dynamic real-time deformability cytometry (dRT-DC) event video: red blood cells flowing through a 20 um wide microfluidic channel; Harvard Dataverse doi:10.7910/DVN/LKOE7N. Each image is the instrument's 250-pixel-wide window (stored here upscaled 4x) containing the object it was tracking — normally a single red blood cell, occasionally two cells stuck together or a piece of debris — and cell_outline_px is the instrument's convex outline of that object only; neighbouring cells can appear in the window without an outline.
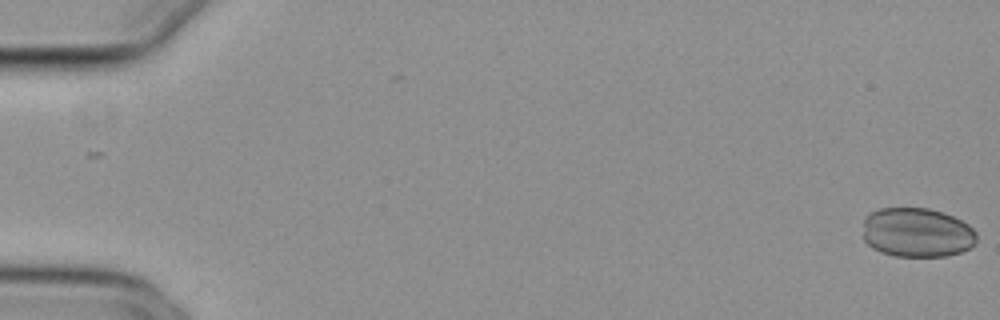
{"species": "common noctule bat (a hibernating species)", "species_latin": "Nyctalus noctula", "temperature_condition": "cold", "stored_images_in_passage": 2, "camera_frame_rate_fps": 3000, "um_per_image_px": 0.085, "animal": {"sex": "female", "body_mass_g": 29.2, "forearm_length_mm": 56.3}, "frame": {"image": 1, "passage_image": 2, "time_ms": 0.333, "image_size_px": [1000, 320], "cell_outline_px": [[976, 244], [960, 252], [948, 256], [896, 256], [880, 252], [872, 248], [864, 240], [864, 216], [880, 208], [928, 208], [952, 216], [968, 224], [976, 232]], "centroid_in_image_um": [77.93, 19.77], "position_along_channel_um": 7.1, "area_um2": 32.77}}